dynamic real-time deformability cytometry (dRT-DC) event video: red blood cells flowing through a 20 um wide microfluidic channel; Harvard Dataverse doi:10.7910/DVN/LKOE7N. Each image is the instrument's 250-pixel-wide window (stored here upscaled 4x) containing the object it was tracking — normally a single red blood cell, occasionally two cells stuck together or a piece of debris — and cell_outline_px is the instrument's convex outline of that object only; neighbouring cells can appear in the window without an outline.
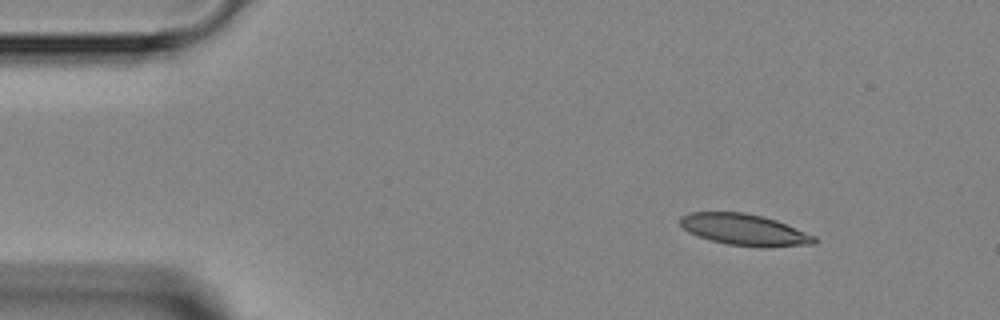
{"species": "Egyptian fruit bat (a non-hibernating species)", "species_latin": "Rousettus aegyptiacus", "temperature_condition": "room temperature", "stored_images_in_passage": 4, "segment_of_instrument_passage": [1, 2], "camera_frame_rate_fps": 3000, "um_per_image_px": 0.085, "animal": {"sex": "female"}, "frame": {"image": 1, "passage_image": 1, "time_ms": 0.0, "image_size_px": [1000, 320], "cell_outline_px": [[816, 244], [728, 244], [712, 240], [688, 232], [680, 224], [680, 216], [688, 212], [744, 212], [764, 216], [776, 220], [816, 236]], "centroid_in_image_um": [63.19, 19.45], "position_along_channel_um": 21.8, "area_um2": 23.35}}